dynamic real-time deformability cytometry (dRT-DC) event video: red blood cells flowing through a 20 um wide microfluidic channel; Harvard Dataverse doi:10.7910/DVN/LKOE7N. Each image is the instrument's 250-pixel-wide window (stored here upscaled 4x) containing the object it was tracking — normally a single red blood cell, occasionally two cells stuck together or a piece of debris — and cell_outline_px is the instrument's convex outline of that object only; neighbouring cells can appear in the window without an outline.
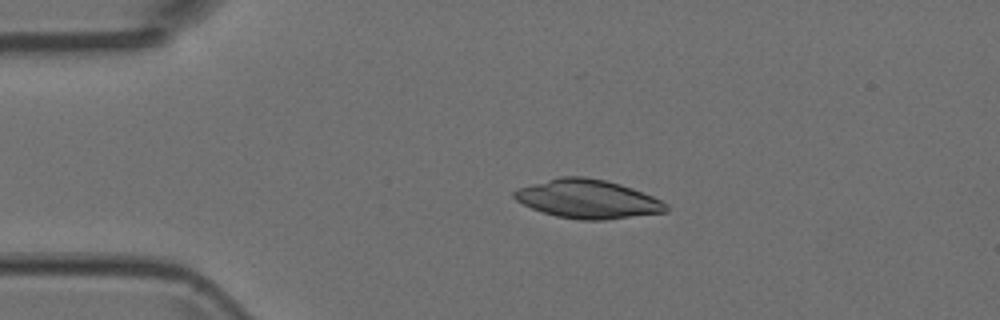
{"species": "Egyptian fruit bat (a non-hibernating species)", "species_latin": "Rousettus aegyptiacus", "temperature_condition": "room temperature", "stored_images_in_passage": 6, "camera_frame_rate_fps": 3000, "um_per_image_px": 0.085, "animal": {"sex": "female"}, "frame": {"image": 1, "passage_image": 4, "time_ms": 1.0, "image_size_px": [1000, 320], "cell_outline_px": [[668, 212], [604, 220], [580, 220], [556, 216], [532, 208], [516, 200], [512, 196], [512, 192], [516, 188], [560, 176], [584, 176], [604, 180], [620, 184], [632, 188], [652, 196], [668, 204]], "centroid_in_image_um": [49.95, 16.91], "position_along_channel_um": 35.1, "area_um2": 34.28}}